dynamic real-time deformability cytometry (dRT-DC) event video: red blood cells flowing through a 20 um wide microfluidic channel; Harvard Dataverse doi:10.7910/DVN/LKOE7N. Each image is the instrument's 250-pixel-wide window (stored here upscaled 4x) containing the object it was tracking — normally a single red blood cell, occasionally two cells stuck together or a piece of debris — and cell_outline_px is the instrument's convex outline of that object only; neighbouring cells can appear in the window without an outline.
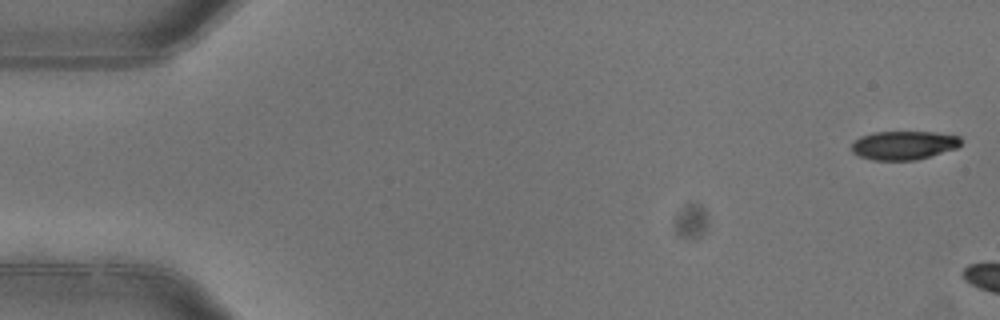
{"species": "common noctule bat (a hibernating species)", "species_latin": "Nyctalus noctula", "temperature_condition": "warm", "stored_images_in_passage": 2, "camera_frame_rate_fps": 3000, "um_per_image_px": 0.085, "animal": {"sex": "female"}, "frame": {"image": 1, "passage_image": 1, "time_ms": 0.0, "image_size_px": [1000, 320], "cell_outline_px": [[960, 144], [956, 148], [916, 160], [872, 160], [860, 156], [852, 152], [852, 144], [860, 136], [872, 132], [932, 132], [960, 136]], "centroid_in_image_um": [76.79, 12.34], "position_along_channel_um": 8.2, "area_um2": 18.15}}